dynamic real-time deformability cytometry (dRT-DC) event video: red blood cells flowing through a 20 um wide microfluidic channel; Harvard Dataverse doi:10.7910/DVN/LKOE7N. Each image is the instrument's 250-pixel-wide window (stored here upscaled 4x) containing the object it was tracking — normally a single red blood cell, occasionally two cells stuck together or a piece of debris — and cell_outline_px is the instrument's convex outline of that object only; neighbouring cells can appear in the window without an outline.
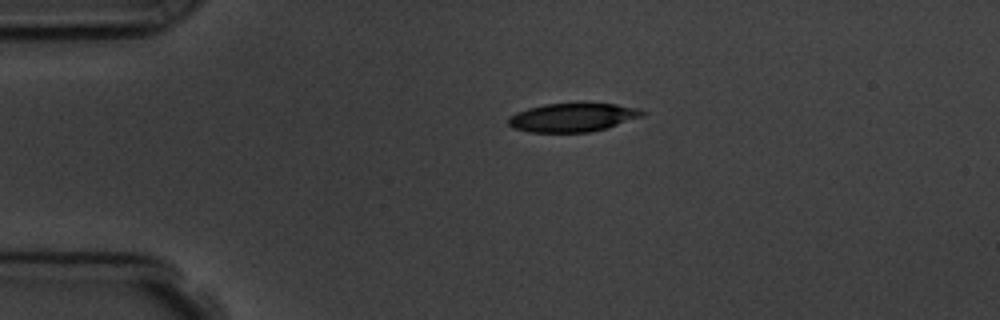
{"species": "common noctule bat (a hibernating species)", "species_latin": "Nyctalus noctula", "temperature_condition": "room temperature", "stored_images_in_passage": 2, "camera_frame_rate_fps": 3000, "um_per_image_px": 0.085, "animal": {"sex": "male", "body_mass_g": 19.5, "forearm_length_mm": 54.6}, "frame": {"image": 1, "passage_image": 1, "time_ms": 0.0, "image_size_px": [1000, 320], "cell_outline_px": [[648, 112], [640, 116], [604, 128], [588, 132], [528, 132], [512, 128], [508, 124], [508, 116], [516, 112], [528, 108], [544, 104], [616, 104], [640, 108]], "centroid_in_image_um": [48.61, 9.98], "position_along_channel_um": 36.4, "area_um2": 22.02}}